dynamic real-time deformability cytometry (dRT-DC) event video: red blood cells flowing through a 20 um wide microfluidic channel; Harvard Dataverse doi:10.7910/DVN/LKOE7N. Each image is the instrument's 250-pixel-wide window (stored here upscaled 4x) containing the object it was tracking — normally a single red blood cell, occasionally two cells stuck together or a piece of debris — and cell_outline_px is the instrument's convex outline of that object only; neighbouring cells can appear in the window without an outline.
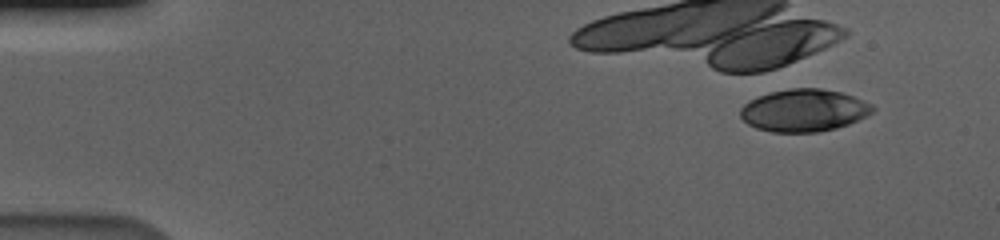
{"species": "human", "species_latin": "Homo sapiens", "temperature_condition": "cold", "stored_images_in_passage": 3, "camera_frame_rate_fps": 3000, "um_per_image_px": 0.085, "donor": {"sex": "male"}, "frame": {"image": 1, "passage_image": 1, "time_ms": 0.0, "image_size_px": [1000, 240], "cell_outline_px": [[876, 108], [872, 112], [848, 124], [836, 128], [816, 132], [772, 132], [756, 128], [748, 124], [740, 116], [740, 108], [748, 100], [772, 92], [792, 88], [820, 88], [840, 92], [852, 96], [872, 104]], "centroid_in_image_um": [68.31, 9.38], "position_along_channel_um": 16.7, "area_um2": 32.43}}